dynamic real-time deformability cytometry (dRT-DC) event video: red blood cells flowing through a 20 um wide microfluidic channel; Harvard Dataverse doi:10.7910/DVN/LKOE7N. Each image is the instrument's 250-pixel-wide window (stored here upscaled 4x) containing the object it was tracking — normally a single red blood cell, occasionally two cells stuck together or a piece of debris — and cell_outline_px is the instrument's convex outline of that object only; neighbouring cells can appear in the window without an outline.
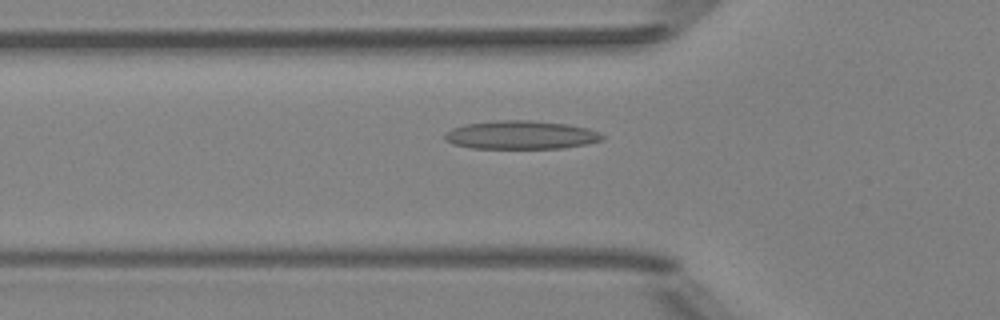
{"species": "Egyptian fruit bat (a non-hibernating species)", "species_latin": "Rousettus aegyptiacus", "temperature_condition": "room temperature", "stored_images_in_passage": 34, "camera_frame_rate_fps": 3000, "um_per_image_px": 0.085, "animal": {"sex": "female"}, "frame": {"image": 1, "passage_image": 2, "time_ms": 0.333, "image_size_px": [1000, 320], "cell_outline_px": [[604, 140], [588, 144], [564, 148], [472, 148], [452, 144], [444, 140], [444, 136], [452, 128], [464, 124], [492, 120], [528, 120], [568, 124], [588, 128], [600, 132], [604, 136]], "centroid_in_image_um": [44.3, 11.47], "position_along_channel_um": 81.5, "area_um2": 26.36}}
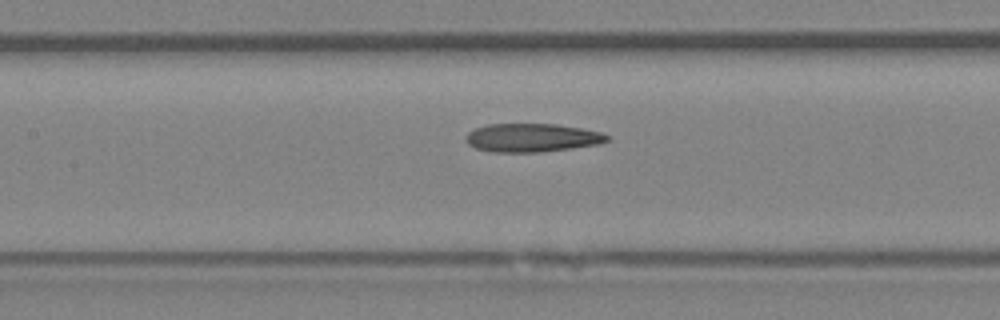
{"frame": {"image": 2, "passage_image": 8, "time_ms": 2.333, "image_size_px": [1000, 320], "cell_outline_px": [[608, 140], [600, 144], [572, 148], [540, 152], [492, 152], [476, 148], [468, 144], [468, 132], [476, 128], [488, 124], [556, 124], [580, 128], [600, 132], [608, 136]], "centroid_in_image_um": [45.23, 11.71], "position_along_channel_um": 162.2, "area_um2": 23.18}}
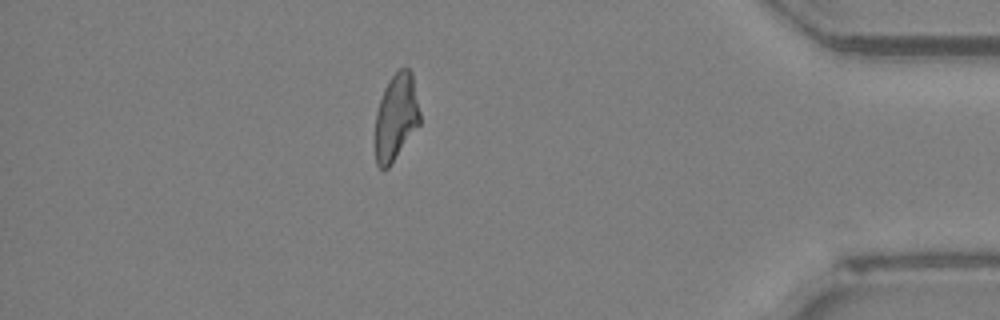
{"frame": {"image": 3, "passage_image": 29, "time_ms": 9.333, "image_size_px": [1000, 320], "cell_outline_px": [[420, 124], [388, 168], [380, 168], [376, 164], [376, 112], [384, 88], [388, 80], [404, 64], [412, 72], [420, 112]], "centroid_in_image_um": [33.68, 9.91], "position_along_channel_um": 401.5, "area_um2": 22.48}, "authors_computed_cell_mechanics": {"area_um2": 23.3801, "velocity_mm_per_s": 4.0194, "shape_relaxation_time_tau1_ms": null, "shape_relaxation_time_tau2_ms": 5.1108, "deformation_change_tau1": null, "deformation_change_tau2": 0.1549}}